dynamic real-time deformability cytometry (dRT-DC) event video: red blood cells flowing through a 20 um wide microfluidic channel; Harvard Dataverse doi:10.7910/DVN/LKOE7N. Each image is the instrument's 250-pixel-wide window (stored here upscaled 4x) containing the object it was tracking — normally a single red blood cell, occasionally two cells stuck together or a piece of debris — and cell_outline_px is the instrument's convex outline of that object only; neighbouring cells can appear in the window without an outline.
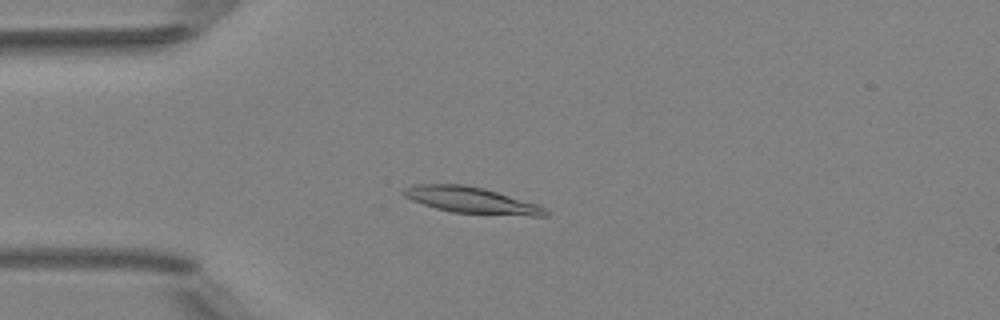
{"species": "Egyptian fruit bat (a non-hibernating species)", "species_latin": "Rousettus aegyptiacus", "temperature_condition": "room temperature", "stored_images_in_passage": 4, "camera_frame_rate_fps": 3000, "um_per_image_px": 0.085, "animal": {"sex": "female"}, "frame": {"image": 1, "passage_image": 4, "time_ms": 3.333, "image_size_px": [1000, 320], "cell_outline_px": [[548, 216], [532, 216], [452, 212], [436, 208], [412, 200], [404, 196], [400, 192], [404, 188], [412, 184], [464, 184], [484, 188], [536, 204], [544, 208], [548, 212]], "centroid_in_image_um": [40.01, 17.0], "position_along_channel_um": 45.0, "area_um2": 21.5}}